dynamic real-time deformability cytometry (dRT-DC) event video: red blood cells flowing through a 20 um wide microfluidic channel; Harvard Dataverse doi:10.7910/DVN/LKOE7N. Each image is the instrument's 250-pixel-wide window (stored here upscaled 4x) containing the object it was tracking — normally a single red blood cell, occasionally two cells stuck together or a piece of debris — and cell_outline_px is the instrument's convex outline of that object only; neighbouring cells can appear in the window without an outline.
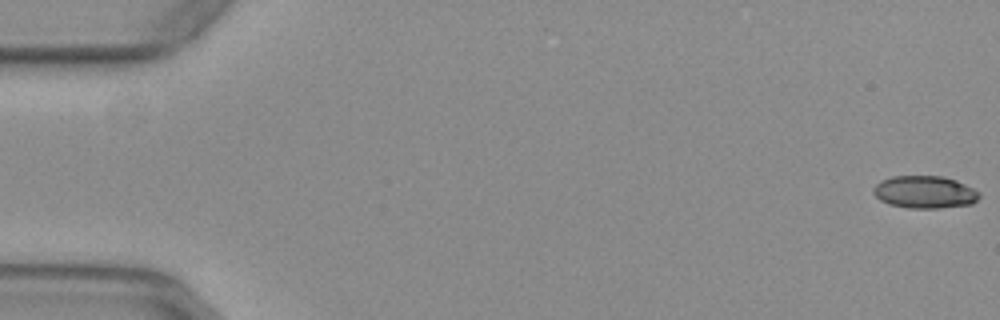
{"species": "common noctule bat (a hibernating species)", "species_latin": "Nyctalus noctula", "temperature_condition": "warm", "stored_images_in_passage": 53, "camera_frame_rate_fps": 3000, "um_per_image_px": 0.085, "animal": {"sex": "female", "body_mass_g": 29.2, "forearm_length_mm": 56.3}, "frame": {"image": 1, "passage_image": 1, "time_ms": 0.0, "image_size_px": [1000, 320], "cell_outline_px": [[980, 196], [972, 204], [940, 208], [908, 208], [888, 204], [880, 200], [872, 192], [872, 188], [880, 180], [892, 176], [944, 176], [956, 180], [980, 192]], "centroid_in_image_um": [78.58, 16.32], "position_along_channel_um": 6.4, "area_um2": 20.17}}
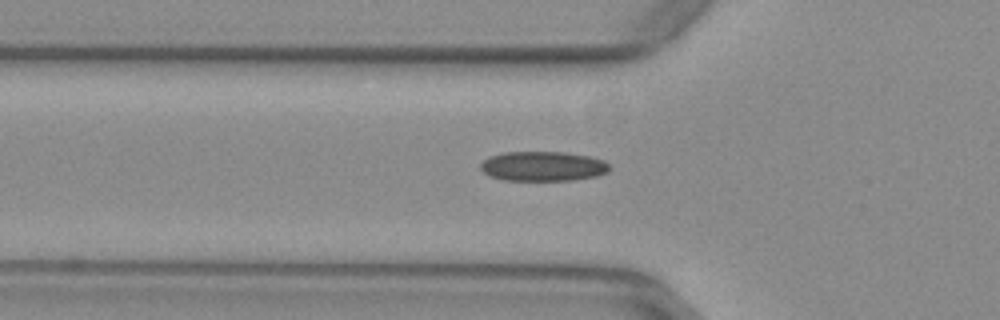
{"frame": {"image": 2, "passage_image": 19, "time_ms": 6.0, "image_size_px": [1000, 320], "cell_outline_px": [[608, 172], [596, 176], [572, 180], [504, 180], [488, 176], [480, 168], [480, 164], [488, 156], [504, 152], [564, 152], [588, 156], [604, 160], [608, 164]], "centroid_in_image_um": [46.11, 14.13], "position_along_channel_um": 79.7, "area_um2": 22.31}}
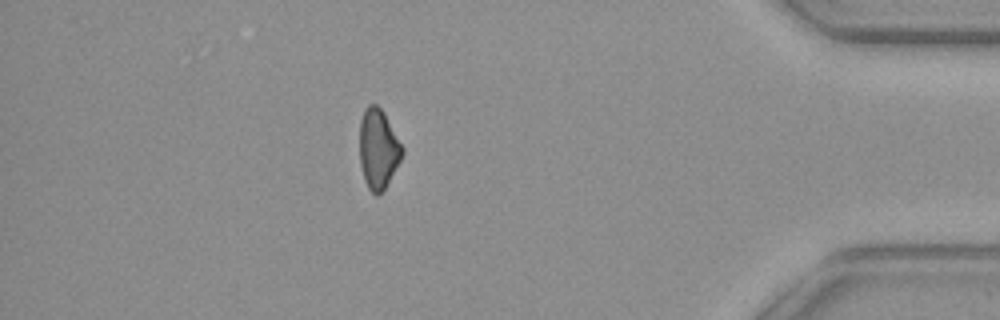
{"frame": {"image": 3, "passage_image": 47, "time_ms": 15.333, "image_size_px": [1000, 320], "cell_outline_px": [[404, 152], [400, 160], [384, 188], [376, 196], [368, 188], [364, 180], [360, 164], [360, 120], [364, 108], [368, 104], [376, 104], [384, 112], [404, 148]], "centroid_in_image_um": [32.14, 12.61], "position_along_channel_um": 403.1, "area_um2": 19.71}}